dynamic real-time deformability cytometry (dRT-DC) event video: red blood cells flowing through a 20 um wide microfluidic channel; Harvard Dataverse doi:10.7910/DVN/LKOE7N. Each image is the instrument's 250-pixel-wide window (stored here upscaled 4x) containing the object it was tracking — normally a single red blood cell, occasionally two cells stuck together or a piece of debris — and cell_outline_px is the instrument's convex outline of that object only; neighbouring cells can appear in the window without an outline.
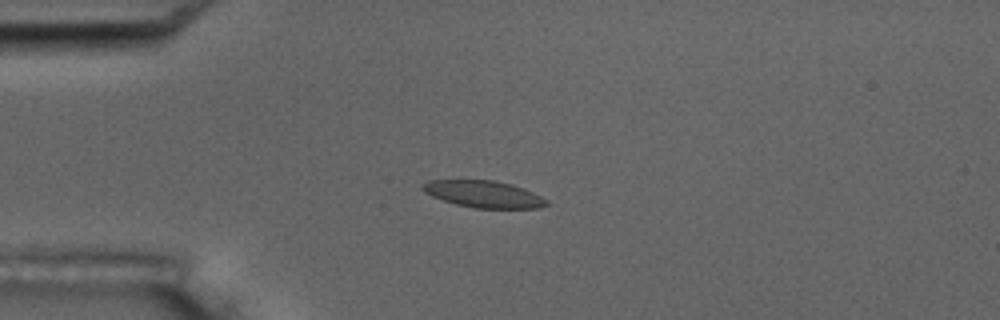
{"species": "common noctule bat (a hibernating species)", "species_latin": "Nyctalus noctula", "temperature_condition": "room temperature", "stored_images_in_passage": 40, "camera_frame_rate_fps": 3000, "um_per_image_px": 0.085, "animal": {"sex": "male", "body_mass_g": 17.5, "forearm_length_mm": 52.3}, "frame": {"image": 1, "passage_image": 1, "time_ms": 0.0, "image_size_px": [1000, 320], "cell_outline_px": [[548, 204], [540, 208], [476, 208], [456, 204], [432, 196], [424, 192], [420, 188], [428, 180], [492, 180], [512, 184], [524, 188], [548, 200]], "centroid_in_image_um": [41.12, 16.5], "position_along_channel_um": 43.9, "area_um2": 19.31}}
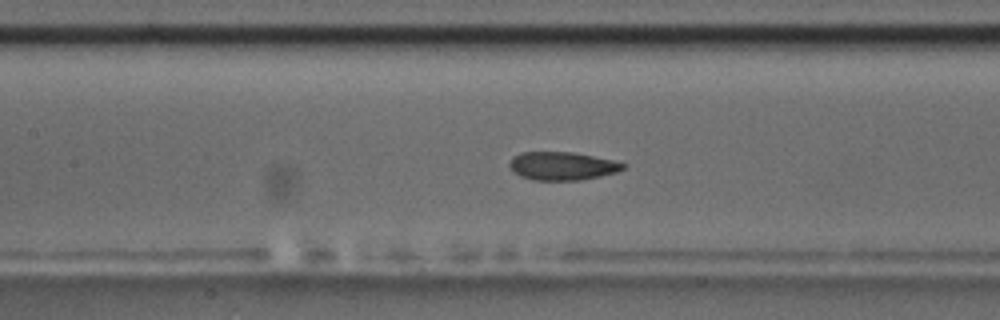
{"frame": {"image": 2, "passage_image": 12, "time_ms": 3.667, "image_size_px": [1000, 320], "cell_outline_px": [[628, 164], [624, 168], [616, 172], [600, 176], [580, 180], [532, 180], [520, 176], [508, 164], [512, 156], [520, 152], [572, 152], [612, 160]], "centroid_in_image_um": [47.78, 14.1], "position_along_channel_um": 159.6, "area_um2": 18.61}, "authors_computed_cell_mechanics": {"area_um2": 19.2474, "velocity_mm_per_s": 3.7212, "shape_relaxation_time_tau1_ms": 6.3984, "shape_relaxation_time_tau2_ms": 1.7856, "deformation_change_tau1": 0.1188, "deformation_change_tau2": 0.075}}